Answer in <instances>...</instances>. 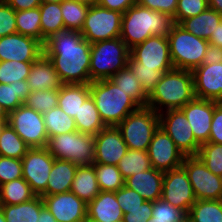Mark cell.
Returning <instances> with one entry per match:
<instances>
[{
    "instance_id": "61",
    "label": "cell",
    "mask_w": 222,
    "mask_h": 222,
    "mask_svg": "<svg viewBox=\"0 0 222 222\" xmlns=\"http://www.w3.org/2000/svg\"><path fill=\"white\" fill-rule=\"evenodd\" d=\"M8 113L3 108V106L0 105V120H8Z\"/></svg>"
},
{
    "instance_id": "45",
    "label": "cell",
    "mask_w": 222,
    "mask_h": 222,
    "mask_svg": "<svg viewBox=\"0 0 222 222\" xmlns=\"http://www.w3.org/2000/svg\"><path fill=\"white\" fill-rule=\"evenodd\" d=\"M187 214L162 198L153 202L152 216L149 222H182Z\"/></svg>"
},
{
    "instance_id": "60",
    "label": "cell",
    "mask_w": 222,
    "mask_h": 222,
    "mask_svg": "<svg viewBox=\"0 0 222 222\" xmlns=\"http://www.w3.org/2000/svg\"><path fill=\"white\" fill-rule=\"evenodd\" d=\"M72 1L88 5L89 7L97 5L98 2V0H72Z\"/></svg>"
},
{
    "instance_id": "2",
    "label": "cell",
    "mask_w": 222,
    "mask_h": 222,
    "mask_svg": "<svg viewBox=\"0 0 222 222\" xmlns=\"http://www.w3.org/2000/svg\"><path fill=\"white\" fill-rule=\"evenodd\" d=\"M174 24L171 16L137 3L122 14L120 38L131 49L153 35L168 36Z\"/></svg>"
},
{
    "instance_id": "48",
    "label": "cell",
    "mask_w": 222,
    "mask_h": 222,
    "mask_svg": "<svg viewBox=\"0 0 222 222\" xmlns=\"http://www.w3.org/2000/svg\"><path fill=\"white\" fill-rule=\"evenodd\" d=\"M22 178L21 159L0 156V185Z\"/></svg>"
},
{
    "instance_id": "52",
    "label": "cell",
    "mask_w": 222,
    "mask_h": 222,
    "mask_svg": "<svg viewBox=\"0 0 222 222\" xmlns=\"http://www.w3.org/2000/svg\"><path fill=\"white\" fill-rule=\"evenodd\" d=\"M153 202L144 201L141 208L135 210H127V213L123 215L122 222H148L152 216Z\"/></svg>"
},
{
    "instance_id": "12",
    "label": "cell",
    "mask_w": 222,
    "mask_h": 222,
    "mask_svg": "<svg viewBox=\"0 0 222 222\" xmlns=\"http://www.w3.org/2000/svg\"><path fill=\"white\" fill-rule=\"evenodd\" d=\"M54 157L46 147L30 148L21 159L22 178L37 196H46V187Z\"/></svg>"
},
{
    "instance_id": "56",
    "label": "cell",
    "mask_w": 222,
    "mask_h": 222,
    "mask_svg": "<svg viewBox=\"0 0 222 222\" xmlns=\"http://www.w3.org/2000/svg\"><path fill=\"white\" fill-rule=\"evenodd\" d=\"M15 11L33 9L41 5V0H4Z\"/></svg>"
},
{
    "instance_id": "21",
    "label": "cell",
    "mask_w": 222,
    "mask_h": 222,
    "mask_svg": "<svg viewBox=\"0 0 222 222\" xmlns=\"http://www.w3.org/2000/svg\"><path fill=\"white\" fill-rule=\"evenodd\" d=\"M192 73L195 97L220 102L222 99V63L201 65Z\"/></svg>"
},
{
    "instance_id": "54",
    "label": "cell",
    "mask_w": 222,
    "mask_h": 222,
    "mask_svg": "<svg viewBox=\"0 0 222 222\" xmlns=\"http://www.w3.org/2000/svg\"><path fill=\"white\" fill-rule=\"evenodd\" d=\"M97 4L124 14L128 8L137 4V0H98Z\"/></svg>"
},
{
    "instance_id": "36",
    "label": "cell",
    "mask_w": 222,
    "mask_h": 222,
    "mask_svg": "<svg viewBox=\"0 0 222 222\" xmlns=\"http://www.w3.org/2000/svg\"><path fill=\"white\" fill-rule=\"evenodd\" d=\"M124 179L152 168L148 151L128 149L117 164Z\"/></svg>"
},
{
    "instance_id": "30",
    "label": "cell",
    "mask_w": 222,
    "mask_h": 222,
    "mask_svg": "<svg viewBox=\"0 0 222 222\" xmlns=\"http://www.w3.org/2000/svg\"><path fill=\"white\" fill-rule=\"evenodd\" d=\"M75 126L80 133L97 135L106 126L91 95L83 102L78 115L74 117Z\"/></svg>"
},
{
    "instance_id": "11",
    "label": "cell",
    "mask_w": 222,
    "mask_h": 222,
    "mask_svg": "<svg viewBox=\"0 0 222 222\" xmlns=\"http://www.w3.org/2000/svg\"><path fill=\"white\" fill-rule=\"evenodd\" d=\"M182 167L187 172L197 200H221L222 183L198 156H185Z\"/></svg>"
},
{
    "instance_id": "10",
    "label": "cell",
    "mask_w": 222,
    "mask_h": 222,
    "mask_svg": "<svg viewBox=\"0 0 222 222\" xmlns=\"http://www.w3.org/2000/svg\"><path fill=\"white\" fill-rule=\"evenodd\" d=\"M7 123L30 148L46 147L48 136L41 113L23 104L9 113Z\"/></svg>"
},
{
    "instance_id": "29",
    "label": "cell",
    "mask_w": 222,
    "mask_h": 222,
    "mask_svg": "<svg viewBox=\"0 0 222 222\" xmlns=\"http://www.w3.org/2000/svg\"><path fill=\"white\" fill-rule=\"evenodd\" d=\"M44 206L41 196L16 205L0 204L6 222H37Z\"/></svg>"
},
{
    "instance_id": "19",
    "label": "cell",
    "mask_w": 222,
    "mask_h": 222,
    "mask_svg": "<svg viewBox=\"0 0 222 222\" xmlns=\"http://www.w3.org/2000/svg\"><path fill=\"white\" fill-rule=\"evenodd\" d=\"M94 142V163L117 166L128 150L120 130L115 126H106L94 135Z\"/></svg>"
},
{
    "instance_id": "7",
    "label": "cell",
    "mask_w": 222,
    "mask_h": 222,
    "mask_svg": "<svg viewBox=\"0 0 222 222\" xmlns=\"http://www.w3.org/2000/svg\"><path fill=\"white\" fill-rule=\"evenodd\" d=\"M47 150L55 159L68 160L77 166L94 164V136L79 131L48 138Z\"/></svg>"
},
{
    "instance_id": "53",
    "label": "cell",
    "mask_w": 222,
    "mask_h": 222,
    "mask_svg": "<svg viewBox=\"0 0 222 222\" xmlns=\"http://www.w3.org/2000/svg\"><path fill=\"white\" fill-rule=\"evenodd\" d=\"M208 142L222 144V104L220 102L214 108Z\"/></svg>"
},
{
    "instance_id": "14",
    "label": "cell",
    "mask_w": 222,
    "mask_h": 222,
    "mask_svg": "<svg viewBox=\"0 0 222 222\" xmlns=\"http://www.w3.org/2000/svg\"><path fill=\"white\" fill-rule=\"evenodd\" d=\"M130 56L142 67L154 68L163 73L174 68L167 36L153 35L130 49Z\"/></svg>"
},
{
    "instance_id": "41",
    "label": "cell",
    "mask_w": 222,
    "mask_h": 222,
    "mask_svg": "<svg viewBox=\"0 0 222 222\" xmlns=\"http://www.w3.org/2000/svg\"><path fill=\"white\" fill-rule=\"evenodd\" d=\"M93 165L101 191L116 192L125 185V179L117 166L99 163Z\"/></svg>"
},
{
    "instance_id": "16",
    "label": "cell",
    "mask_w": 222,
    "mask_h": 222,
    "mask_svg": "<svg viewBox=\"0 0 222 222\" xmlns=\"http://www.w3.org/2000/svg\"><path fill=\"white\" fill-rule=\"evenodd\" d=\"M148 156L152 167L161 172L181 167L185 157L160 126L153 134L148 148Z\"/></svg>"
},
{
    "instance_id": "44",
    "label": "cell",
    "mask_w": 222,
    "mask_h": 222,
    "mask_svg": "<svg viewBox=\"0 0 222 222\" xmlns=\"http://www.w3.org/2000/svg\"><path fill=\"white\" fill-rule=\"evenodd\" d=\"M23 104L38 113H46L58 106V89L31 91Z\"/></svg>"
},
{
    "instance_id": "8",
    "label": "cell",
    "mask_w": 222,
    "mask_h": 222,
    "mask_svg": "<svg viewBox=\"0 0 222 222\" xmlns=\"http://www.w3.org/2000/svg\"><path fill=\"white\" fill-rule=\"evenodd\" d=\"M128 149L148 151L154 132L159 127V114L150 107H139L117 126Z\"/></svg>"
},
{
    "instance_id": "49",
    "label": "cell",
    "mask_w": 222,
    "mask_h": 222,
    "mask_svg": "<svg viewBox=\"0 0 222 222\" xmlns=\"http://www.w3.org/2000/svg\"><path fill=\"white\" fill-rule=\"evenodd\" d=\"M116 200L118 201L123 213H127V210H135L141 208L142 203L146 201L136 191L128 188L124 185L122 188L115 192Z\"/></svg>"
},
{
    "instance_id": "22",
    "label": "cell",
    "mask_w": 222,
    "mask_h": 222,
    "mask_svg": "<svg viewBox=\"0 0 222 222\" xmlns=\"http://www.w3.org/2000/svg\"><path fill=\"white\" fill-rule=\"evenodd\" d=\"M26 81L30 91L59 89L63 85L52 62L44 53L32 63Z\"/></svg>"
},
{
    "instance_id": "57",
    "label": "cell",
    "mask_w": 222,
    "mask_h": 222,
    "mask_svg": "<svg viewBox=\"0 0 222 222\" xmlns=\"http://www.w3.org/2000/svg\"><path fill=\"white\" fill-rule=\"evenodd\" d=\"M209 44L222 48V21H220L208 40Z\"/></svg>"
},
{
    "instance_id": "27",
    "label": "cell",
    "mask_w": 222,
    "mask_h": 222,
    "mask_svg": "<svg viewBox=\"0 0 222 222\" xmlns=\"http://www.w3.org/2000/svg\"><path fill=\"white\" fill-rule=\"evenodd\" d=\"M89 96V84H63L58 89V106L74 118Z\"/></svg>"
},
{
    "instance_id": "9",
    "label": "cell",
    "mask_w": 222,
    "mask_h": 222,
    "mask_svg": "<svg viewBox=\"0 0 222 222\" xmlns=\"http://www.w3.org/2000/svg\"><path fill=\"white\" fill-rule=\"evenodd\" d=\"M122 13L100 5L90 6L81 34L90 44L120 37Z\"/></svg>"
},
{
    "instance_id": "40",
    "label": "cell",
    "mask_w": 222,
    "mask_h": 222,
    "mask_svg": "<svg viewBox=\"0 0 222 222\" xmlns=\"http://www.w3.org/2000/svg\"><path fill=\"white\" fill-rule=\"evenodd\" d=\"M89 6L72 0L61 2L65 30L81 32Z\"/></svg>"
},
{
    "instance_id": "55",
    "label": "cell",
    "mask_w": 222,
    "mask_h": 222,
    "mask_svg": "<svg viewBox=\"0 0 222 222\" xmlns=\"http://www.w3.org/2000/svg\"><path fill=\"white\" fill-rule=\"evenodd\" d=\"M214 63H222V48L209 44L202 65H210Z\"/></svg>"
},
{
    "instance_id": "43",
    "label": "cell",
    "mask_w": 222,
    "mask_h": 222,
    "mask_svg": "<svg viewBox=\"0 0 222 222\" xmlns=\"http://www.w3.org/2000/svg\"><path fill=\"white\" fill-rule=\"evenodd\" d=\"M128 67L135 74L147 95L152 92L164 74L162 71L155 70L154 68L142 67V64L136 62L131 56L128 59Z\"/></svg>"
},
{
    "instance_id": "15",
    "label": "cell",
    "mask_w": 222,
    "mask_h": 222,
    "mask_svg": "<svg viewBox=\"0 0 222 222\" xmlns=\"http://www.w3.org/2000/svg\"><path fill=\"white\" fill-rule=\"evenodd\" d=\"M161 198L171 205L182 209L186 214H188L191 206L196 202L197 199L187 172L182 166L164 172Z\"/></svg>"
},
{
    "instance_id": "34",
    "label": "cell",
    "mask_w": 222,
    "mask_h": 222,
    "mask_svg": "<svg viewBox=\"0 0 222 222\" xmlns=\"http://www.w3.org/2000/svg\"><path fill=\"white\" fill-rule=\"evenodd\" d=\"M30 92L26 80L16 81L11 84L0 83V105L9 114L23 105Z\"/></svg>"
},
{
    "instance_id": "6",
    "label": "cell",
    "mask_w": 222,
    "mask_h": 222,
    "mask_svg": "<svg viewBox=\"0 0 222 222\" xmlns=\"http://www.w3.org/2000/svg\"><path fill=\"white\" fill-rule=\"evenodd\" d=\"M174 68L193 71L202 65L209 42L174 24L167 36Z\"/></svg>"
},
{
    "instance_id": "20",
    "label": "cell",
    "mask_w": 222,
    "mask_h": 222,
    "mask_svg": "<svg viewBox=\"0 0 222 222\" xmlns=\"http://www.w3.org/2000/svg\"><path fill=\"white\" fill-rule=\"evenodd\" d=\"M218 101L194 98L181 108L190 123L195 140L200 144L207 143L211 130L214 108Z\"/></svg>"
},
{
    "instance_id": "50",
    "label": "cell",
    "mask_w": 222,
    "mask_h": 222,
    "mask_svg": "<svg viewBox=\"0 0 222 222\" xmlns=\"http://www.w3.org/2000/svg\"><path fill=\"white\" fill-rule=\"evenodd\" d=\"M14 33H17L15 10L0 0V38Z\"/></svg>"
},
{
    "instance_id": "46",
    "label": "cell",
    "mask_w": 222,
    "mask_h": 222,
    "mask_svg": "<svg viewBox=\"0 0 222 222\" xmlns=\"http://www.w3.org/2000/svg\"><path fill=\"white\" fill-rule=\"evenodd\" d=\"M197 156L215 175L222 174V144L207 142L201 145Z\"/></svg>"
},
{
    "instance_id": "13",
    "label": "cell",
    "mask_w": 222,
    "mask_h": 222,
    "mask_svg": "<svg viewBox=\"0 0 222 222\" xmlns=\"http://www.w3.org/2000/svg\"><path fill=\"white\" fill-rule=\"evenodd\" d=\"M159 126L170 136L184 156H197L201 145L195 140L191 125L181 109L161 112Z\"/></svg>"
},
{
    "instance_id": "4",
    "label": "cell",
    "mask_w": 222,
    "mask_h": 222,
    "mask_svg": "<svg viewBox=\"0 0 222 222\" xmlns=\"http://www.w3.org/2000/svg\"><path fill=\"white\" fill-rule=\"evenodd\" d=\"M90 95L105 126H117L128 114L140 106L109 79L92 81Z\"/></svg>"
},
{
    "instance_id": "35",
    "label": "cell",
    "mask_w": 222,
    "mask_h": 222,
    "mask_svg": "<svg viewBox=\"0 0 222 222\" xmlns=\"http://www.w3.org/2000/svg\"><path fill=\"white\" fill-rule=\"evenodd\" d=\"M42 115L48 138L62 133L77 131L74 118L67 115L59 106Z\"/></svg>"
},
{
    "instance_id": "28",
    "label": "cell",
    "mask_w": 222,
    "mask_h": 222,
    "mask_svg": "<svg viewBox=\"0 0 222 222\" xmlns=\"http://www.w3.org/2000/svg\"><path fill=\"white\" fill-rule=\"evenodd\" d=\"M220 21H222V15L208 8L199 15L183 20L179 25L187 32L208 41Z\"/></svg>"
},
{
    "instance_id": "65",
    "label": "cell",
    "mask_w": 222,
    "mask_h": 222,
    "mask_svg": "<svg viewBox=\"0 0 222 222\" xmlns=\"http://www.w3.org/2000/svg\"><path fill=\"white\" fill-rule=\"evenodd\" d=\"M182 222H192L188 217H186Z\"/></svg>"
},
{
    "instance_id": "26",
    "label": "cell",
    "mask_w": 222,
    "mask_h": 222,
    "mask_svg": "<svg viewBox=\"0 0 222 222\" xmlns=\"http://www.w3.org/2000/svg\"><path fill=\"white\" fill-rule=\"evenodd\" d=\"M70 191L86 204L99 194L101 190L94 165L77 167Z\"/></svg>"
},
{
    "instance_id": "23",
    "label": "cell",
    "mask_w": 222,
    "mask_h": 222,
    "mask_svg": "<svg viewBox=\"0 0 222 222\" xmlns=\"http://www.w3.org/2000/svg\"><path fill=\"white\" fill-rule=\"evenodd\" d=\"M164 172L155 168L129 176L125 185L136 191L146 201L155 202L162 197Z\"/></svg>"
},
{
    "instance_id": "59",
    "label": "cell",
    "mask_w": 222,
    "mask_h": 222,
    "mask_svg": "<svg viewBox=\"0 0 222 222\" xmlns=\"http://www.w3.org/2000/svg\"><path fill=\"white\" fill-rule=\"evenodd\" d=\"M209 8L222 15V0H208Z\"/></svg>"
},
{
    "instance_id": "33",
    "label": "cell",
    "mask_w": 222,
    "mask_h": 222,
    "mask_svg": "<svg viewBox=\"0 0 222 222\" xmlns=\"http://www.w3.org/2000/svg\"><path fill=\"white\" fill-rule=\"evenodd\" d=\"M36 196L23 178L0 185V204L16 205L30 201Z\"/></svg>"
},
{
    "instance_id": "47",
    "label": "cell",
    "mask_w": 222,
    "mask_h": 222,
    "mask_svg": "<svg viewBox=\"0 0 222 222\" xmlns=\"http://www.w3.org/2000/svg\"><path fill=\"white\" fill-rule=\"evenodd\" d=\"M209 8L208 0H178L175 16V24L183 20L199 15Z\"/></svg>"
},
{
    "instance_id": "39",
    "label": "cell",
    "mask_w": 222,
    "mask_h": 222,
    "mask_svg": "<svg viewBox=\"0 0 222 222\" xmlns=\"http://www.w3.org/2000/svg\"><path fill=\"white\" fill-rule=\"evenodd\" d=\"M40 8L15 11L17 33L36 38L42 42Z\"/></svg>"
},
{
    "instance_id": "64",
    "label": "cell",
    "mask_w": 222,
    "mask_h": 222,
    "mask_svg": "<svg viewBox=\"0 0 222 222\" xmlns=\"http://www.w3.org/2000/svg\"><path fill=\"white\" fill-rule=\"evenodd\" d=\"M0 222H6L4 213L1 208H0Z\"/></svg>"
},
{
    "instance_id": "17",
    "label": "cell",
    "mask_w": 222,
    "mask_h": 222,
    "mask_svg": "<svg viewBox=\"0 0 222 222\" xmlns=\"http://www.w3.org/2000/svg\"><path fill=\"white\" fill-rule=\"evenodd\" d=\"M44 53L43 43L20 33L0 38V61L34 62Z\"/></svg>"
},
{
    "instance_id": "58",
    "label": "cell",
    "mask_w": 222,
    "mask_h": 222,
    "mask_svg": "<svg viewBox=\"0 0 222 222\" xmlns=\"http://www.w3.org/2000/svg\"><path fill=\"white\" fill-rule=\"evenodd\" d=\"M37 222H57L55 217L51 214L46 206H44L39 214V219Z\"/></svg>"
},
{
    "instance_id": "42",
    "label": "cell",
    "mask_w": 222,
    "mask_h": 222,
    "mask_svg": "<svg viewBox=\"0 0 222 222\" xmlns=\"http://www.w3.org/2000/svg\"><path fill=\"white\" fill-rule=\"evenodd\" d=\"M33 62L0 61V83L11 84L26 80Z\"/></svg>"
},
{
    "instance_id": "24",
    "label": "cell",
    "mask_w": 222,
    "mask_h": 222,
    "mask_svg": "<svg viewBox=\"0 0 222 222\" xmlns=\"http://www.w3.org/2000/svg\"><path fill=\"white\" fill-rule=\"evenodd\" d=\"M123 211L116 200L115 192L100 191L87 204V219L98 222H122Z\"/></svg>"
},
{
    "instance_id": "32",
    "label": "cell",
    "mask_w": 222,
    "mask_h": 222,
    "mask_svg": "<svg viewBox=\"0 0 222 222\" xmlns=\"http://www.w3.org/2000/svg\"><path fill=\"white\" fill-rule=\"evenodd\" d=\"M109 80L121 88L140 107L147 106L148 95L144 92L135 74L132 73L128 66L112 75Z\"/></svg>"
},
{
    "instance_id": "18",
    "label": "cell",
    "mask_w": 222,
    "mask_h": 222,
    "mask_svg": "<svg viewBox=\"0 0 222 222\" xmlns=\"http://www.w3.org/2000/svg\"><path fill=\"white\" fill-rule=\"evenodd\" d=\"M42 198L57 222H85L87 219V204L71 191Z\"/></svg>"
},
{
    "instance_id": "63",
    "label": "cell",
    "mask_w": 222,
    "mask_h": 222,
    "mask_svg": "<svg viewBox=\"0 0 222 222\" xmlns=\"http://www.w3.org/2000/svg\"><path fill=\"white\" fill-rule=\"evenodd\" d=\"M8 120H0V134L4 126L7 124Z\"/></svg>"
},
{
    "instance_id": "62",
    "label": "cell",
    "mask_w": 222,
    "mask_h": 222,
    "mask_svg": "<svg viewBox=\"0 0 222 222\" xmlns=\"http://www.w3.org/2000/svg\"><path fill=\"white\" fill-rule=\"evenodd\" d=\"M63 0H41V3H61Z\"/></svg>"
},
{
    "instance_id": "1",
    "label": "cell",
    "mask_w": 222,
    "mask_h": 222,
    "mask_svg": "<svg viewBox=\"0 0 222 222\" xmlns=\"http://www.w3.org/2000/svg\"><path fill=\"white\" fill-rule=\"evenodd\" d=\"M44 54L52 62L63 84H90L91 44L78 31L65 30L49 37Z\"/></svg>"
},
{
    "instance_id": "31",
    "label": "cell",
    "mask_w": 222,
    "mask_h": 222,
    "mask_svg": "<svg viewBox=\"0 0 222 222\" xmlns=\"http://www.w3.org/2000/svg\"><path fill=\"white\" fill-rule=\"evenodd\" d=\"M39 8L42 43L44 44L49 37L65 31V27L61 13V3H41Z\"/></svg>"
},
{
    "instance_id": "25",
    "label": "cell",
    "mask_w": 222,
    "mask_h": 222,
    "mask_svg": "<svg viewBox=\"0 0 222 222\" xmlns=\"http://www.w3.org/2000/svg\"><path fill=\"white\" fill-rule=\"evenodd\" d=\"M77 167V165L68 160L54 159L50 175L47 179L46 195H55L70 191Z\"/></svg>"
},
{
    "instance_id": "51",
    "label": "cell",
    "mask_w": 222,
    "mask_h": 222,
    "mask_svg": "<svg viewBox=\"0 0 222 222\" xmlns=\"http://www.w3.org/2000/svg\"><path fill=\"white\" fill-rule=\"evenodd\" d=\"M178 0H137L140 6L165 13L172 18L175 16Z\"/></svg>"
},
{
    "instance_id": "5",
    "label": "cell",
    "mask_w": 222,
    "mask_h": 222,
    "mask_svg": "<svg viewBox=\"0 0 222 222\" xmlns=\"http://www.w3.org/2000/svg\"><path fill=\"white\" fill-rule=\"evenodd\" d=\"M90 51L91 81L109 79L128 66L130 49L120 37L94 42Z\"/></svg>"
},
{
    "instance_id": "37",
    "label": "cell",
    "mask_w": 222,
    "mask_h": 222,
    "mask_svg": "<svg viewBox=\"0 0 222 222\" xmlns=\"http://www.w3.org/2000/svg\"><path fill=\"white\" fill-rule=\"evenodd\" d=\"M30 147L7 123L0 134V156L22 159Z\"/></svg>"
},
{
    "instance_id": "38",
    "label": "cell",
    "mask_w": 222,
    "mask_h": 222,
    "mask_svg": "<svg viewBox=\"0 0 222 222\" xmlns=\"http://www.w3.org/2000/svg\"><path fill=\"white\" fill-rule=\"evenodd\" d=\"M187 217L192 222H222L221 200H196Z\"/></svg>"
},
{
    "instance_id": "3",
    "label": "cell",
    "mask_w": 222,
    "mask_h": 222,
    "mask_svg": "<svg viewBox=\"0 0 222 222\" xmlns=\"http://www.w3.org/2000/svg\"><path fill=\"white\" fill-rule=\"evenodd\" d=\"M194 98L192 71L173 68L162 75L148 95L147 106L160 114L165 109H181Z\"/></svg>"
},
{
    "instance_id": "66",
    "label": "cell",
    "mask_w": 222,
    "mask_h": 222,
    "mask_svg": "<svg viewBox=\"0 0 222 222\" xmlns=\"http://www.w3.org/2000/svg\"><path fill=\"white\" fill-rule=\"evenodd\" d=\"M85 222H98V221H94V220H91V219H86Z\"/></svg>"
}]
</instances>
